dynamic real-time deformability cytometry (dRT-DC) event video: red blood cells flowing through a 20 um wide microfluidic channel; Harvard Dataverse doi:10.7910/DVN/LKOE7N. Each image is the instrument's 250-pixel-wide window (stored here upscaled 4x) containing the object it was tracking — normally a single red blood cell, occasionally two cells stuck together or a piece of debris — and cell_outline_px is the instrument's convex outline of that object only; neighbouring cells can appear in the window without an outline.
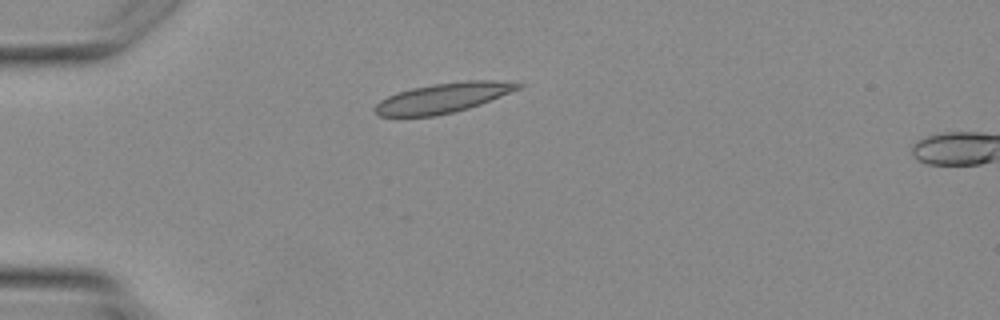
{"species": "Egyptian fruit bat (a non-hibernating species)", "species_latin": "Rousettus aegyptiacus", "temperature_condition": "warm", "stored_images_in_passage": 4, "camera_frame_rate_fps": 3000, "um_per_image_px": 0.085, "animal": {"sex": "female"}, "frame": {"image": 1, "passage_image": 3, "time_ms": 2.333, "image_size_px": [1000, 320], "cell_outline_px": [[524, 84], [520, 88], [480, 104], [468, 108], [436, 116], [380, 116], [372, 112], [372, 108], [380, 100], [396, 92], [412, 88], [432, 84], [464, 80], [516, 80]], "centroid_in_image_um": [37.67, 8.3], "position_along_channel_um": 47.3, "area_um2": 25.14}}